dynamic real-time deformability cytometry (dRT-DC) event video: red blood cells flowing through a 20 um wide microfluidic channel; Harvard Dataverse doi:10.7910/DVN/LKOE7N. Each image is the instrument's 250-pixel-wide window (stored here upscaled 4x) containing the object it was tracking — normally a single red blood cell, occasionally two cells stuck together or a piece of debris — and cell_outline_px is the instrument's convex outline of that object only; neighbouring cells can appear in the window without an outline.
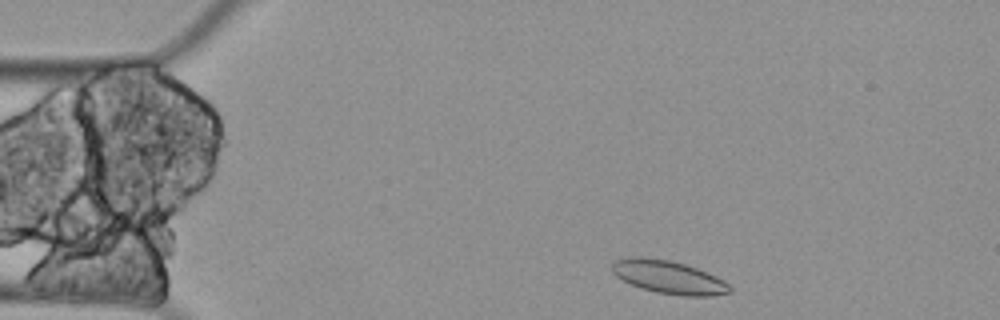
{"species": "Egyptian fruit bat (a non-hibernating species)", "species_latin": "Rousettus aegyptiacus", "temperature_condition": "cold", "stored_images_in_passage": 3, "camera_frame_rate_fps": 3000, "um_per_image_px": 0.085, "animal": {"sex": "female"}, "frame": {"image": 1, "passage_image": 1, "time_ms": 0.0, "image_size_px": [1000, 320], "cell_outline_px": [[732, 292], [712, 296], [680, 296], [656, 292], [640, 288], [616, 276], [612, 272], [612, 264], [616, 260], [632, 256], [644, 256], [668, 260], [684, 264], [696, 268], [716, 276], [724, 280], [732, 288]], "centroid_in_image_um": [56.85, 23.56], "position_along_channel_um": 28.2, "area_um2": 22.77}}